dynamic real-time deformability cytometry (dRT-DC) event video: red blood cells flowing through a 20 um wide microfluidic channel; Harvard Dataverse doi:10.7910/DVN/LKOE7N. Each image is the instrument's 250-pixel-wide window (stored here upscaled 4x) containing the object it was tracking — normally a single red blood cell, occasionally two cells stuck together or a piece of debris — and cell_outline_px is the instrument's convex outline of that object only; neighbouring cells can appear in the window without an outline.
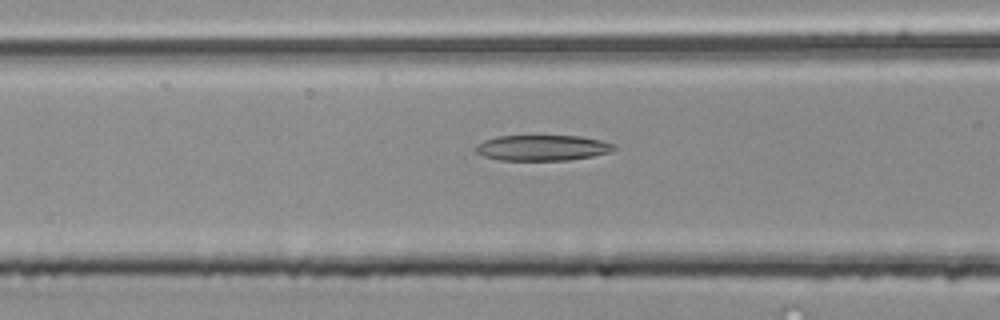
{"species": "common noctule bat (a hibernating species)", "species_latin": "Nyctalus noctula", "temperature_condition": "room temperature", "stored_images_in_passage": 43, "camera_frame_rate_fps": 3000, "um_per_image_px": 0.085, "animal": {"sex": "male", "body_mass_g": 20.4}, "frame": {"image": 1, "passage_image": 12, "time_ms": 3.667, "image_size_px": [1000, 320], "cell_outline_px": [[616, 148], [608, 152], [592, 156], [568, 160], [500, 160], [484, 156], [476, 152], [476, 144], [484, 140], [496, 136], [580, 136], [600, 140], [616, 144]], "centroid_in_image_um": [46.09, 12.56], "position_along_channel_um": 120.5, "area_um2": 20.58}}
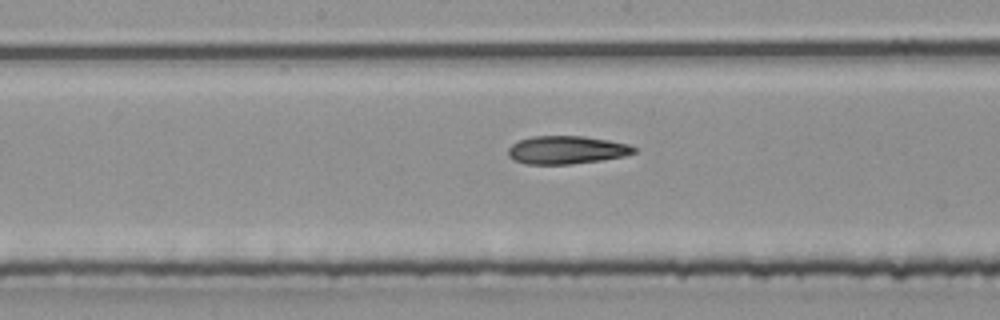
{"frame": {"image": 2, "passage_image": 18, "time_ms": 5.667, "image_size_px": [1000, 320], "cell_outline_px": [[640, 148], [636, 152], [624, 156], [600, 160], [572, 164], [524, 164], [508, 156], [508, 148], [512, 144], [520, 140], [532, 136], [584, 136], [608, 140], [628, 144]], "centroid_in_image_um": [48.18, 12.74], "position_along_channel_um": 200.0, "area_um2": 20.63}}
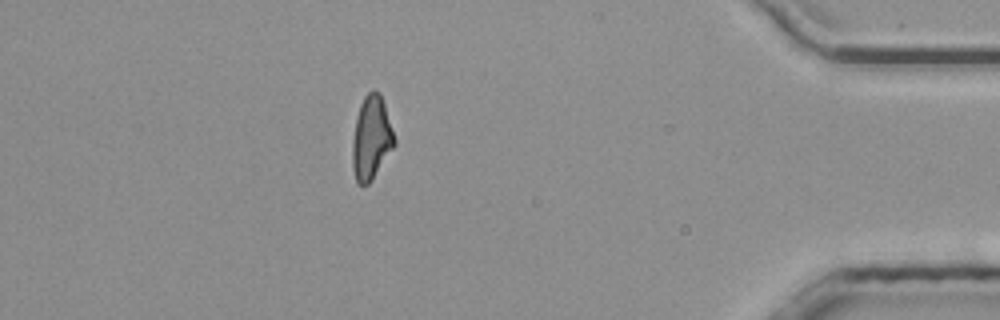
{"frame": {"image": 3, "passage_image": 37, "time_ms": 12.0, "image_size_px": [1000, 320], "cell_outline_px": [[396, 144], [372, 180], [368, 184], [356, 184], [352, 168], [352, 140], [356, 116], [360, 104], [364, 96], [372, 88], [376, 88], [380, 92], [396, 140]], "centroid_in_image_um": [31.55, 11.71], "position_along_channel_um": 403.7, "area_um2": 20.75}, "authors_computed_cell_mechanics": {"area_um2": 20.7502, "velocity_mm_per_s": 3.96, "shape_relaxation_time_tau1_ms": null, "shape_relaxation_time_tau2_ms": 6.3885, "deformation_change_tau1": null, "deformation_change_tau2": 0.1891}}